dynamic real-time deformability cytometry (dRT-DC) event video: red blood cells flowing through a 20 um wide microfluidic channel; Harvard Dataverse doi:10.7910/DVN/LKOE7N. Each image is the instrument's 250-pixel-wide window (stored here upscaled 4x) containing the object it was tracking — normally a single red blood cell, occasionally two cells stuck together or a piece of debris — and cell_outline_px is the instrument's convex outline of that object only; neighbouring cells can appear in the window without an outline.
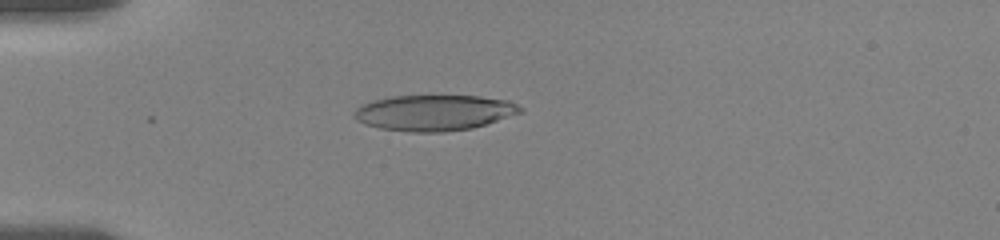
{"species": "human", "species_latin": "Homo sapiens", "temperature_condition": "room temperature", "stored_images_in_passage": 7, "camera_frame_rate_fps": 3000, "um_per_image_px": 0.085, "donor": {"sex": "female"}, "frame": {"image": 1, "passage_image": 2, "time_ms": 1.0, "image_size_px": [1000, 240], "cell_outline_px": [[524, 112], [472, 128], [444, 132], [412, 132], [380, 128], [364, 124], [356, 120], [352, 116], [352, 112], [360, 104], [372, 100], [392, 96], [480, 96], [508, 100], [524, 108]], "centroid_in_image_um": [36.88, 9.58], "position_along_channel_um": 48.1, "area_um2": 34.85}}
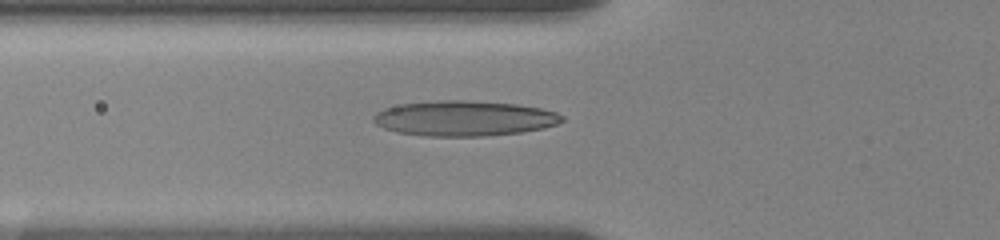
{"frame": {"image": 2, "passage_image": 5, "time_ms": 2.667, "image_size_px": [1000, 240], "cell_outline_px": [[564, 120], [556, 124], [544, 128], [520, 132], [484, 136], [424, 136], [396, 132], [384, 128], [376, 124], [372, 120], [372, 116], [376, 112], [384, 108], [400, 104], [436, 100], [468, 100], [516, 104], [540, 108], [556, 112], [564, 116]], "centroid_in_image_um": [39.43, 10.05], "position_along_channel_um": 86.4, "area_um2": 38.9}}
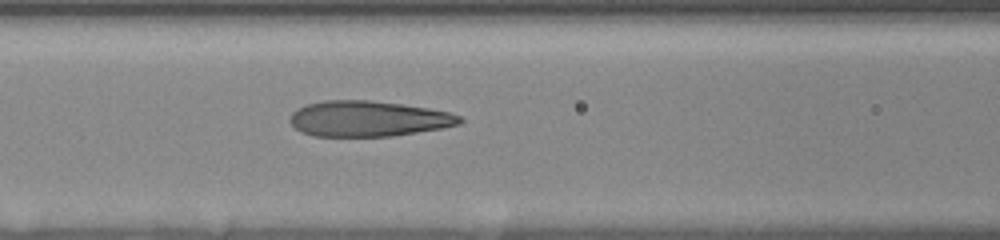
{"frame": {"image": 3, "passage_image": 7, "time_ms": 4.0, "image_size_px": [1000, 240], "cell_outline_px": [[464, 120], [460, 124], [440, 128], [392, 136], [312, 136], [300, 132], [288, 120], [292, 112], [296, 108], [308, 104], [324, 100], [368, 100], [400, 104], [428, 108], [452, 112], [460, 116]], "centroid_in_image_um": [31.28, 10.09], "position_along_channel_um": 135.3, "area_um2": 35.26}}